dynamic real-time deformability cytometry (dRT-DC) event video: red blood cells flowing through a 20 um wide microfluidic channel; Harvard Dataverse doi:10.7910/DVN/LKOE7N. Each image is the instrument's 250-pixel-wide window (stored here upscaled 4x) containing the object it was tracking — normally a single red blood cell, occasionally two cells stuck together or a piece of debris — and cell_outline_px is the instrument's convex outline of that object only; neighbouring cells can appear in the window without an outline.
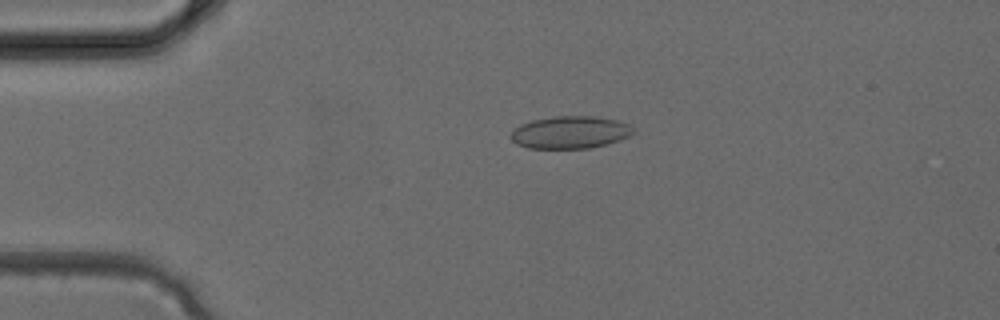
{"species": "common noctule bat (a hibernating species)", "species_latin": "Nyctalus noctula", "temperature_condition": "cold", "stored_images_in_passage": 4, "camera_frame_rate_fps": 3000, "um_per_image_px": 0.085, "animal": {"sex": "female", "body_mass_g": 24.6, "forearm_length_mm": 56.2}, "frame": {"image": 1, "passage_image": 3, "time_ms": 0.667, "image_size_px": [1000, 320], "cell_outline_px": [[636, 132], [620, 140], [588, 148], [528, 148], [516, 144], [508, 136], [520, 124], [532, 120], [556, 116], [596, 116], [616, 120], [628, 124]], "centroid_in_image_um": [48.44, 11.24], "position_along_channel_um": 36.6, "area_um2": 23.06}}
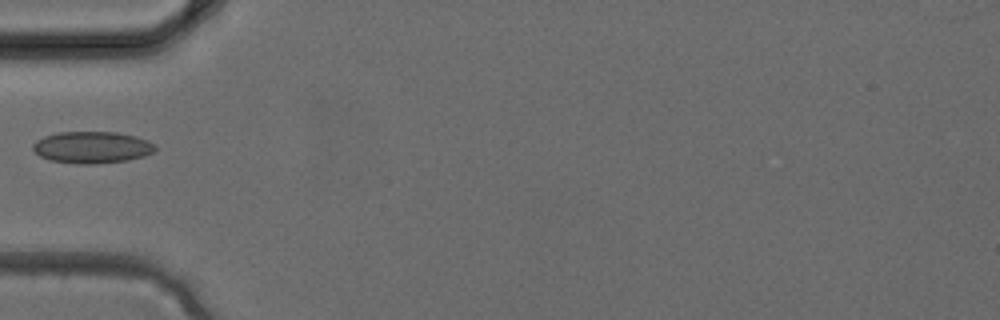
{"frame": {"image": 2, "passage_image": 4, "time_ms": 1.0, "image_size_px": [1000, 320], "cell_outline_px": [[156, 148], [152, 152], [144, 156], [128, 160], [92, 164], [80, 164], [52, 160], [40, 156], [32, 148], [32, 144], [36, 140], [44, 136], [60, 132], [116, 132], [136, 136], [156, 144]], "centroid_in_image_um": [7.83, 12.52], "position_along_channel_um": 77.2, "area_um2": 22.54}}